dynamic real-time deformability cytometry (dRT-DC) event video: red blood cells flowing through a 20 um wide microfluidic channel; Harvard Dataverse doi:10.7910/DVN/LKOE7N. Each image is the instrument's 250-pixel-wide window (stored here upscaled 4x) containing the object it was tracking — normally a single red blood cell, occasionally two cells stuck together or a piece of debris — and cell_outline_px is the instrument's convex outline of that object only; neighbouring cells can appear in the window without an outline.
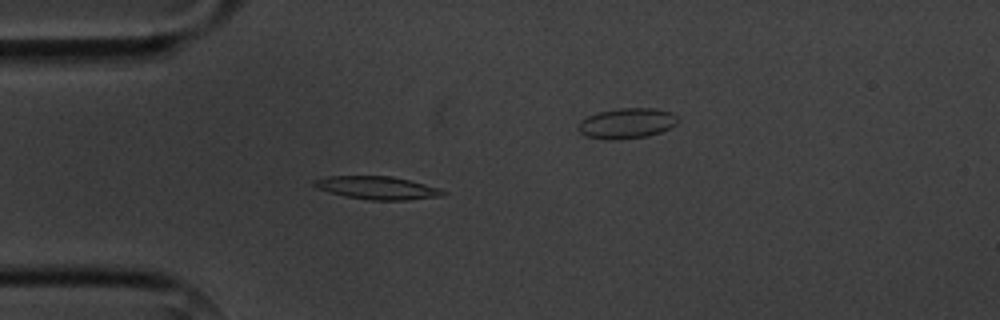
{"species": "common noctule bat (a hibernating species)", "species_latin": "Nyctalus noctula", "temperature_condition": "cold", "stored_images_in_passage": 5, "camera_frame_rate_fps": 3000, "um_per_image_px": 0.085, "animal": {"sex": "male", "body_mass_g": 20.1, "forearm_length_mm": 53.5}, "frame": {"image": 1, "passage_image": 4, "time_ms": 3.333, "image_size_px": [1000, 320], "cell_outline_px": [[448, 192], [444, 196], [404, 200], [368, 200], [344, 196], [328, 192], [316, 188], [312, 184], [312, 180], [328, 176], [392, 176], [440, 188]], "centroid_in_image_um": [32.05, 15.97], "position_along_channel_um": 53.0, "area_um2": 17.4}}